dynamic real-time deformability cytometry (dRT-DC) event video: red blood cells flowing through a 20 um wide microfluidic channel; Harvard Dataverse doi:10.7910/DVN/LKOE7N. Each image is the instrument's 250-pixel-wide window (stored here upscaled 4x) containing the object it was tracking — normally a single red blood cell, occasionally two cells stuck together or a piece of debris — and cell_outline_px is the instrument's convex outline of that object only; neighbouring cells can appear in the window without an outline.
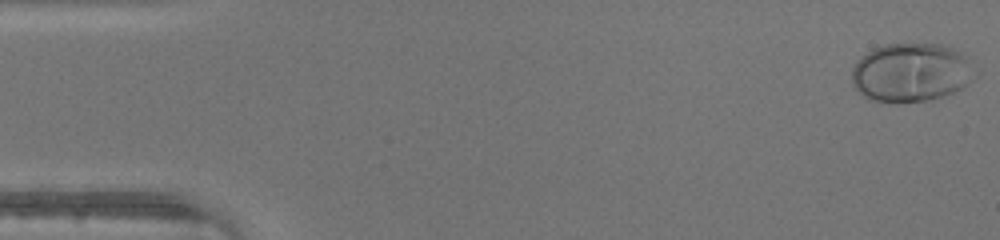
{"species": "human", "species_latin": "Homo sapiens", "temperature_condition": "warm", "stored_images_in_passage": 46, "camera_frame_rate_fps": 3000, "um_per_image_px": 0.085, "donor": {"sex": "male"}, "frame": {"image": 1, "passage_image": 1, "time_ms": 0.0, "image_size_px": [1000, 240], "cell_outline_px": [[980, 76], [964, 88], [944, 96], [928, 100], [868, 100], [852, 84], [852, 64], [860, 56], [872, 48], [884, 44], [940, 44], [952, 48], [968, 56], [980, 72]], "centroid_in_image_um": [77.53, 6.13], "position_along_channel_um": 7.5, "area_um2": 42.77}}
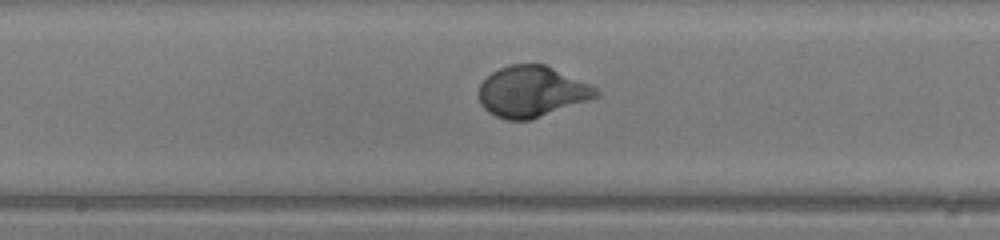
{"frame": {"image": 2, "passage_image": 24, "time_ms": 7.667, "image_size_px": [1000, 240], "cell_outline_px": [[600, 96], [532, 120], [508, 120], [496, 116], [488, 112], [480, 104], [480, 84], [492, 72], [500, 68], [512, 64], [544, 64], [588, 84], [596, 88], [600, 92]], "centroid_in_image_um": [45.2, 7.8], "position_along_channel_um": 203.0, "area_um2": 34.51}}
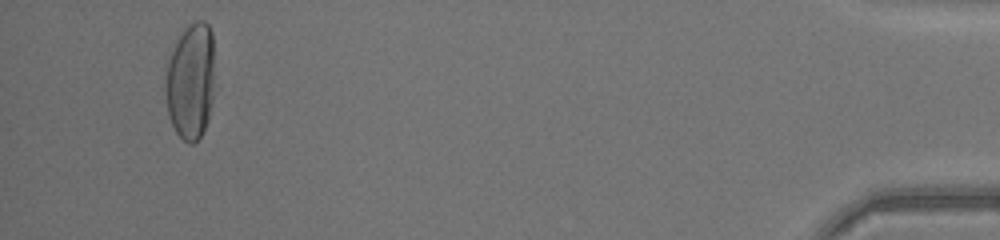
{"frame": {"image": 3, "passage_image": 44, "time_ms": 14.333, "image_size_px": [1000, 240], "cell_outline_px": [[212, 100], [208, 120], [200, 136], [192, 144], [188, 144], [176, 132], [168, 116], [164, 96], [164, 84], [168, 60], [176, 40], [188, 24], [196, 20], [204, 20], [208, 24], [212, 32]], "centroid_in_image_um": [16.16, 6.9], "position_along_channel_um": 419.0, "area_um2": 33.41}}